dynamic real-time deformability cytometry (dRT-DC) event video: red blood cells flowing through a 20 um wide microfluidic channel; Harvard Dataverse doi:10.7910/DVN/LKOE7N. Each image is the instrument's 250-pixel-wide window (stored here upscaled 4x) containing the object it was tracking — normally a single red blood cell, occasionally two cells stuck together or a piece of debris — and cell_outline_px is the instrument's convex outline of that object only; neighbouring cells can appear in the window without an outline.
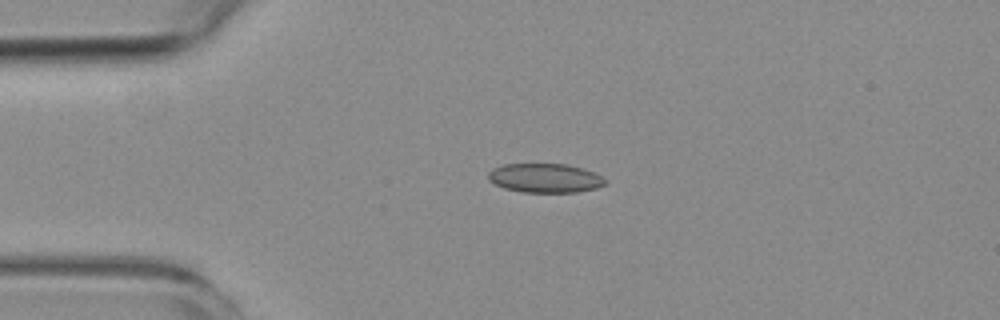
{"species": "common noctule bat (a hibernating species)", "species_latin": "Nyctalus noctula", "temperature_condition": "room temperature", "stored_images_in_passage": 3, "camera_frame_rate_fps": 3000, "um_per_image_px": 0.085, "animal": {"sex": "female", "body_mass_g": 19.3, "forearm_length_mm": 54.1}, "frame": {"image": 1, "passage_image": 3, "time_ms": 2.333, "image_size_px": [1000, 320], "cell_outline_px": [[608, 180], [604, 184], [596, 188], [576, 192], [520, 192], [504, 188], [488, 180], [488, 172], [492, 168], [500, 164], [568, 164], [592, 172]], "centroid_in_image_um": [46.28, 15.13], "position_along_channel_um": 38.7, "area_um2": 19.83}}